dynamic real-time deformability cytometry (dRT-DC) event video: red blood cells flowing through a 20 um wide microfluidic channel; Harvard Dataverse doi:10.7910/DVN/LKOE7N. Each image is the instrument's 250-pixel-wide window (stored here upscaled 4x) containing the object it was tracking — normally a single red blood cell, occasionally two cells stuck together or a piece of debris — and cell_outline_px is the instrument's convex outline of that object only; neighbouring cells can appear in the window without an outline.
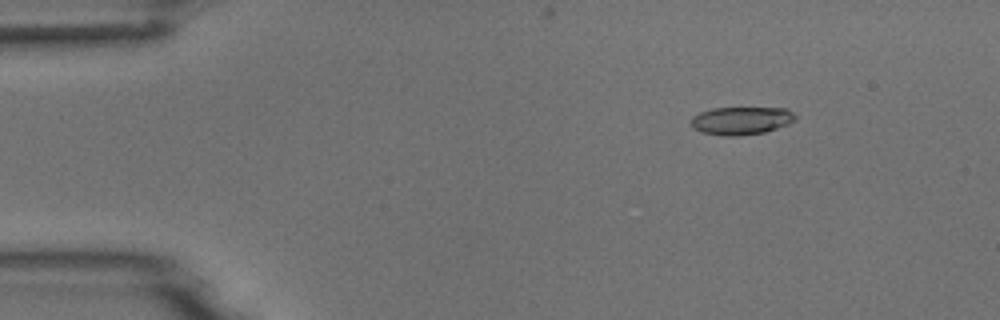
{"species": "common noctule bat (a hibernating species)", "species_latin": "Nyctalus noctula", "temperature_condition": "room temperature", "stored_images_in_passage": 4, "camera_frame_rate_fps": 3000, "um_per_image_px": 0.085, "animal": {"sex": "male", "body_mass_g": 18.8}, "frame": {"image": 1, "passage_image": 1, "time_ms": 0.0, "image_size_px": [1000, 320], "cell_outline_px": [[796, 120], [788, 124], [764, 132], [740, 136], [724, 136], [700, 132], [692, 128], [692, 116], [700, 112], [712, 108], [788, 108], [796, 116]], "centroid_in_image_um": [63.0, 10.26], "position_along_channel_um": 22.0, "area_um2": 17.05}}
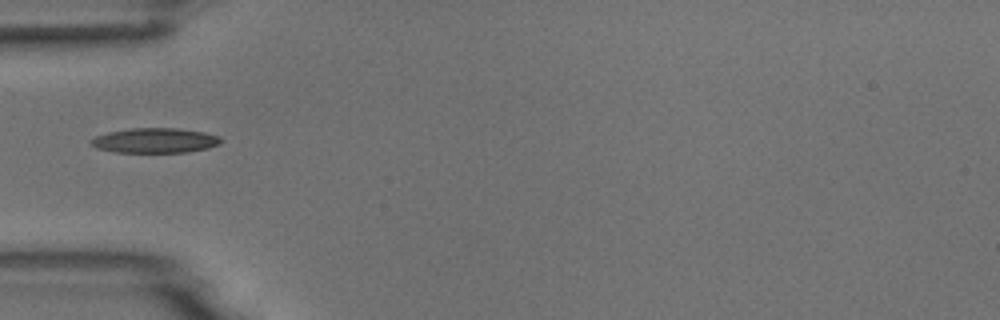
{"frame": {"image": 2, "passage_image": 4, "time_ms": 3.333, "image_size_px": [1000, 320], "cell_outline_px": [[224, 140], [220, 144], [208, 148], [188, 152], [116, 152], [96, 148], [88, 144], [88, 140], [96, 136], [108, 132], [132, 128], [180, 128], [204, 132], [220, 136]], "centroid_in_image_um": [13.18, 11.94], "position_along_channel_um": 71.8, "area_um2": 19.07}}